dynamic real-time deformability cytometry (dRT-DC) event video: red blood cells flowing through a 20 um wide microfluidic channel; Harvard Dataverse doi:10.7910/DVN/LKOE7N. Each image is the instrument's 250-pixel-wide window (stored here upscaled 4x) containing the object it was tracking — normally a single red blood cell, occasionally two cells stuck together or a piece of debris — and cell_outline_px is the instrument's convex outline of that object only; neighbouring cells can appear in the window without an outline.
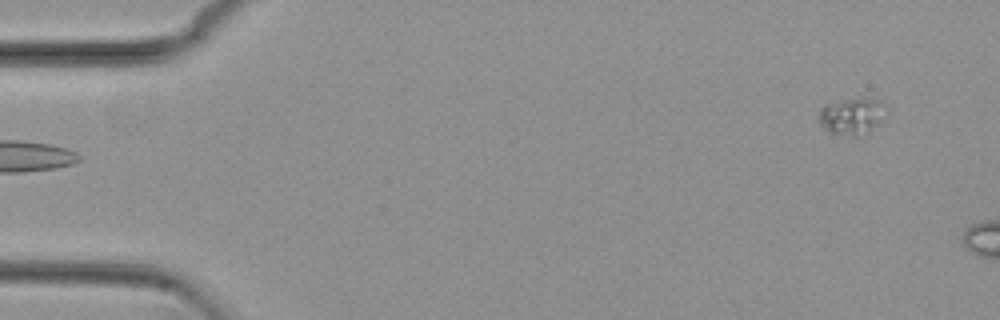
{"species": "common noctule bat (a hibernating species)", "species_latin": "Nyctalus noctula", "temperature_condition": "cold", "stored_images_in_passage": 6, "camera_frame_rate_fps": 3000, "um_per_image_px": 0.085, "animal": {"sex": "female", "body_mass_g": 29.2, "forearm_length_mm": 56.3}, "frame": {"image": 1, "passage_image": 1, "time_ms": 0.0, "image_size_px": [1000, 320], "cell_outline_px": [[888, 112], [872, 128], [856, 136], [852, 136], [832, 132], [820, 124], [820, 108], [824, 104], [844, 100], [880, 100], [888, 108]], "centroid_in_image_um": [72.42, 9.86], "position_along_channel_um": 12.6, "area_um2": 13.7}}